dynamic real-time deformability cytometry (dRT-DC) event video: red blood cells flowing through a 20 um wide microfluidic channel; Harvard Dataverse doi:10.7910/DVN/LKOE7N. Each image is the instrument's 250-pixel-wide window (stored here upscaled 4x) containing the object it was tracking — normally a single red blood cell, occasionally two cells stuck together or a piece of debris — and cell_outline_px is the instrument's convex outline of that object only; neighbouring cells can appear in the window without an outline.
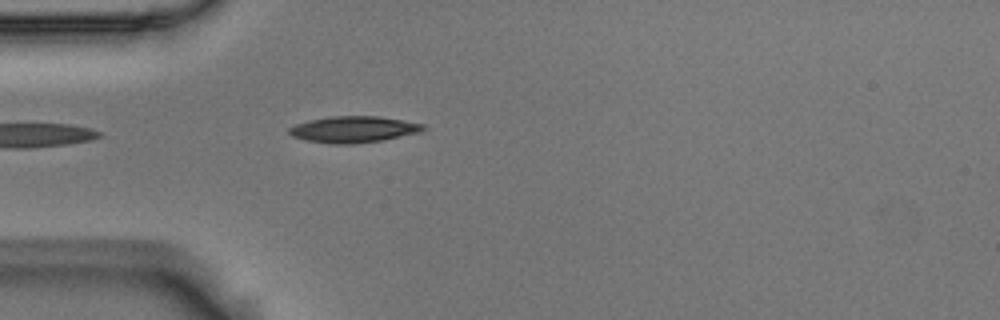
{"species": "Egyptian fruit bat (a non-hibernating species)", "species_latin": "Rousettus aegyptiacus", "temperature_condition": "room temperature", "stored_images_in_passage": 4, "camera_frame_rate_fps": 3000, "um_per_image_px": 0.085, "animal": {"sex": "male"}, "frame": {"image": 1, "passage_image": 4, "time_ms": 1.0, "image_size_px": [1000, 320], "cell_outline_px": [[428, 128], [420, 132], [384, 140], [352, 144], [332, 144], [304, 140], [292, 136], [288, 132], [288, 128], [296, 124], [308, 120], [328, 116], [380, 116], [404, 120], [424, 124]], "centroid_in_image_um": [30.06, 10.99], "position_along_channel_um": 54.9, "area_um2": 20.87}}